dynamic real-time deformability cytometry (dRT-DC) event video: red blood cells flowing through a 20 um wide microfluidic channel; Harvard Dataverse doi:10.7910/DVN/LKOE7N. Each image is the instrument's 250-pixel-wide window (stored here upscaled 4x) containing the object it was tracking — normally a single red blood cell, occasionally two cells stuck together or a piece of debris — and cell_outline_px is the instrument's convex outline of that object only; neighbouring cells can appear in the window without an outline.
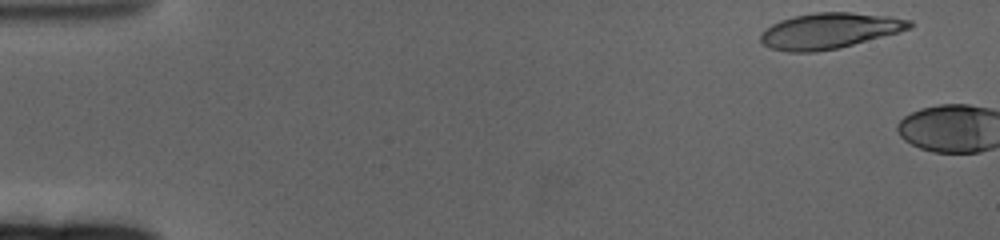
{"species": "human", "species_latin": "Homo sapiens", "temperature_condition": "cold", "stored_images_in_passage": 5, "camera_frame_rate_fps": 3000, "um_per_image_px": 0.085, "donor": {"sex": "female"}, "frame": {"image": 1, "passage_image": 2, "time_ms": 0.333, "image_size_px": [1000, 240], "cell_outline_px": [[912, 28], [840, 48], [816, 52], [788, 52], [772, 48], [764, 44], [760, 40], [760, 32], [764, 28], [780, 20], [792, 16], [816, 12], [852, 12], [892, 16], [912, 20]], "centroid_in_image_um": [70.49, 2.61], "position_along_channel_um": 14.5, "area_um2": 31.21}}